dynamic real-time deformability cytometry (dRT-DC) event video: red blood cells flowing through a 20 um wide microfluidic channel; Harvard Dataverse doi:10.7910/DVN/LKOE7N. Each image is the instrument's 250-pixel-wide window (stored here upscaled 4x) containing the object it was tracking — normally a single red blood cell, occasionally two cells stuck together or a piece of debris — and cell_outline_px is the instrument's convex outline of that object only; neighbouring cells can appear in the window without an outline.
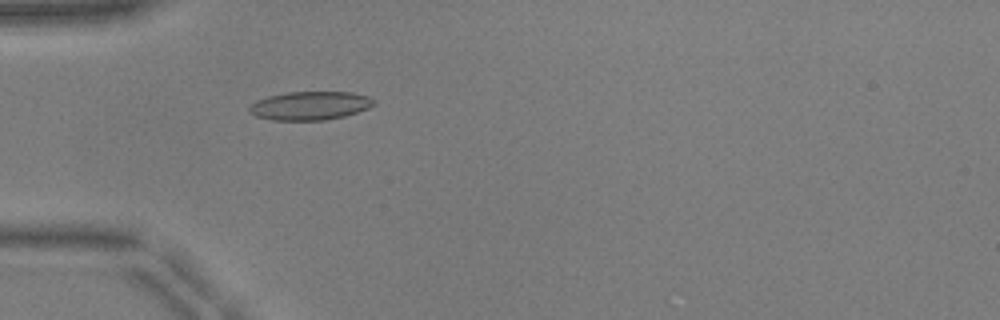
{"species": "common noctule bat (a hibernating species)", "species_latin": "Nyctalus noctula", "temperature_condition": "warm", "stored_images_in_passage": 51, "camera_frame_rate_fps": 3000, "um_per_image_px": 0.085, "animal": {"sex": "male", "body_mass_g": 17.9, "forearm_length_mm": 54.2}, "frame": {"image": 1, "passage_image": 16, "time_ms": 5.0, "image_size_px": [1000, 320], "cell_outline_px": [[376, 104], [368, 108], [344, 116], [324, 120], [272, 120], [256, 116], [248, 108], [256, 100], [268, 96], [288, 92], [352, 92], [368, 96], [376, 100]], "centroid_in_image_um": [26.38, 8.97], "position_along_channel_um": 58.6, "area_um2": 20.63}}
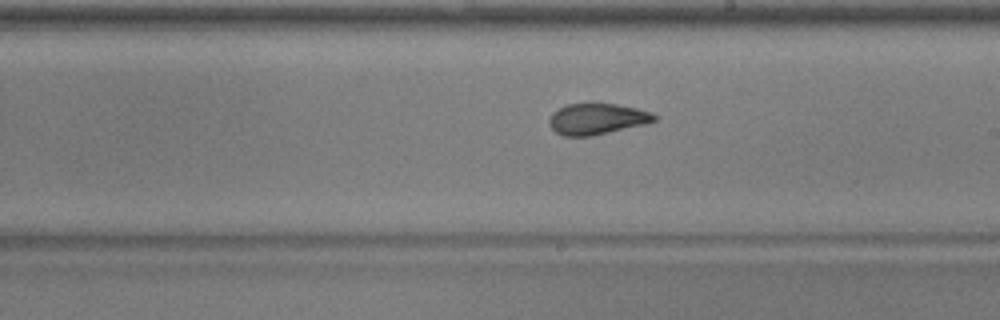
{"frame": {"image": 2, "passage_image": 30, "time_ms": 9.667, "image_size_px": [1000, 320], "cell_outline_px": [[656, 120], [644, 124], [592, 136], [564, 136], [556, 132], [548, 124], [548, 120], [552, 112], [568, 104], [616, 104], [636, 108], [652, 112], [656, 116]], "centroid_in_image_um": [50.72, 10.11], "position_along_channel_um": 238.3, "area_um2": 18.84}}
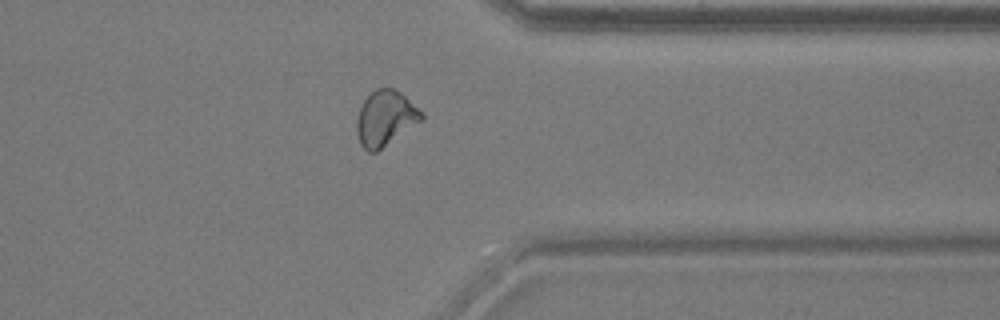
{"frame": {"image": 3, "passage_image": 41, "time_ms": 13.333, "image_size_px": [1000, 320], "cell_outline_px": [[424, 120], [376, 152], [368, 152], [360, 144], [356, 132], [356, 120], [360, 108], [364, 100], [376, 88], [396, 88], [424, 116]], "centroid_in_image_um": [32.73, 10.07], "position_along_channel_um": 378.7, "area_um2": 20.69}, "authors_computed_cell_mechanics": {"area_um2": 19.7676, "velocity_mm_per_s": 3.95, "shape_relaxation_time_tau1_ms": 6.5937, "shape_relaxation_time_tau2_ms": 1.5239, "deformation_change_tau1": 0.192, "deformation_change_tau2": 0.0781}}